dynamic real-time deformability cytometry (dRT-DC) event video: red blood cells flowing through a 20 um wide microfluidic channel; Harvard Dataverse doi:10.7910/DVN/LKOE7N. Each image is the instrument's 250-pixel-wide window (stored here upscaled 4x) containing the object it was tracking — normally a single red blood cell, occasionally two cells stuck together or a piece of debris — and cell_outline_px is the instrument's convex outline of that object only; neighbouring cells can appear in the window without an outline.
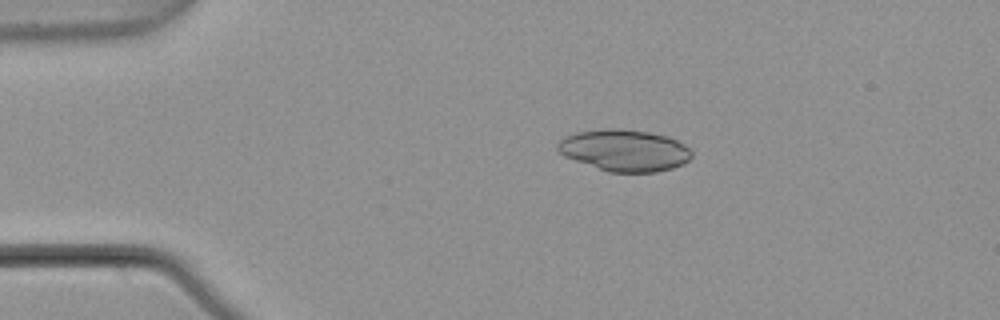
{"species": "common noctule bat (a hibernating species)", "species_latin": "Nyctalus noctula", "temperature_condition": "warm", "stored_images_in_passage": 2, "camera_frame_rate_fps": 3000, "um_per_image_px": 0.085, "animal": {"sex": "male", "body_mass_g": 21.5, "forearm_length_mm": 52.0}, "frame": {"image": 1, "passage_image": 1, "time_ms": 0.0, "image_size_px": [1000, 320], "cell_outline_px": [[692, 156], [684, 164], [672, 168], [656, 172], [608, 172], [564, 156], [556, 148], [556, 144], [560, 140], [576, 132], [604, 128], [620, 128], [648, 132], [668, 136], [684, 144], [692, 152]], "centroid_in_image_um": [53.09, 12.77], "position_along_channel_um": 31.9, "area_um2": 32.54}}